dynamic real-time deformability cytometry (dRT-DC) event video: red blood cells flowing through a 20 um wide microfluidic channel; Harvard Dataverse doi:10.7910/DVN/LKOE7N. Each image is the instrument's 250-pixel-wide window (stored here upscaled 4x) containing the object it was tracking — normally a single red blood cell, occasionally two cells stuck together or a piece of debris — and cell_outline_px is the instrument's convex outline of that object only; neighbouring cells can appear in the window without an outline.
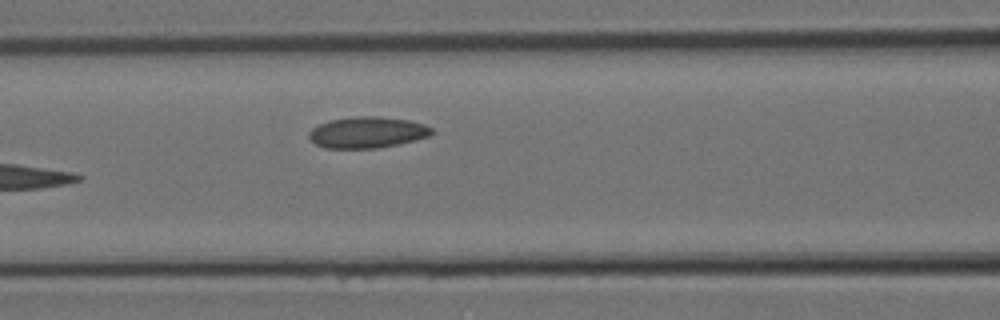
{"species": "Egyptian fruit bat (a non-hibernating species)", "species_latin": "Rousettus aegyptiacus", "temperature_condition": "room temperature", "stored_images_in_passage": 11, "camera_frame_rate_fps": 3000, "um_per_image_px": 0.085, "animal": {"sex": "female"}, "frame": {"image": 1, "passage_image": 11, "time_ms": 3.333, "image_size_px": [1000, 320], "cell_outline_px": [[436, 132], [432, 136], [416, 140], [376, 148], [324, 148], [316, 144], [308, 136], [308, 132], [312, 128], [328, 120], [356, 116], [376, 116], [408, 120], [424, 124], [432, 128]], "centroid_in_image_um": [31.24, 11.25], "position_along_channel_um": 135.4, "area_um2": 22.43}}